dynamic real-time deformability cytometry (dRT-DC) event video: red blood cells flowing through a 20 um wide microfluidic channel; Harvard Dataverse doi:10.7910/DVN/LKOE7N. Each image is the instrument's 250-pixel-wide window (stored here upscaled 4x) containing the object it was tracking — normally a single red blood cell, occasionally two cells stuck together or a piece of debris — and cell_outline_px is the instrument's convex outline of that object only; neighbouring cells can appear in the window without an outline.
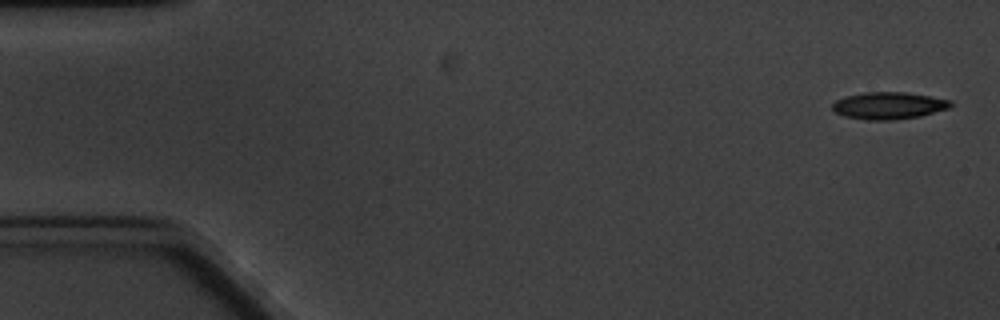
{"species": "common noctule bat (a hibernating species)", "species_latin": "Nyctalus noctula", "temperature_condition": "cold", "stored_images_in_passage": 5, "camera_frame_rate_fps": 3000, "um_per_image_px": 0.085, "animal": {"sex": "male", "body_mass_g": 20.1, "forearm_length_mm": 53.5}, "frame": {"image": 1, "passage_image": 1, "time_ms": 0.0, "image_size_px": [1000, 320], "cell_outline_px": [[952, 104], [948, 108], [920, 116], [892, 120], [864, 120], [844, 116], [836, 112], [832, 108], [832, 104], [836, 100], [844, 96], [864, 92], [904, 92], [952, 100]], "centroid_in_image_um": [75.5, 8.97], "position_along_channel_um": 9.5, "area_um2": 18.61}}
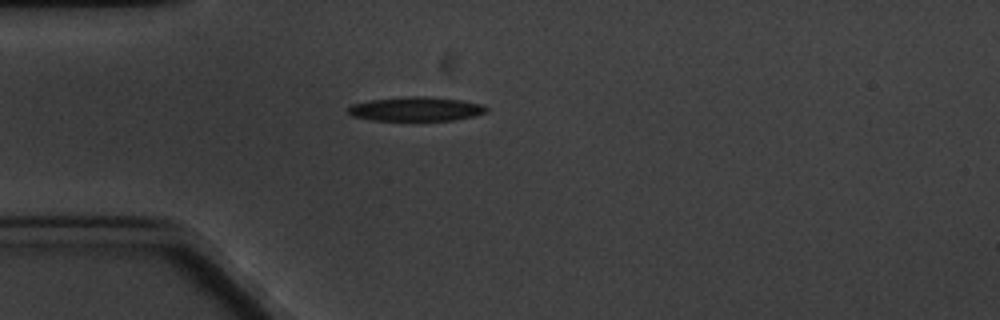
{"frame": {"image": 2, "passage_image": 5, "time_ms": 4.667, "image_size_px": [1000, 320], "cell_outline_px": [[488, 112], [476, 116], [452, 120], [372, 120], [352, 116], [348, 112], [348, 108], [352, 104], [372, 100], [408, 96], [424, 96], [460, 100], [484, 104], [488, 108]], "centroid_in_image_um": [35.41, 9.26], "position_along_channel_um": 49.6, "area_um2": 19.42}}